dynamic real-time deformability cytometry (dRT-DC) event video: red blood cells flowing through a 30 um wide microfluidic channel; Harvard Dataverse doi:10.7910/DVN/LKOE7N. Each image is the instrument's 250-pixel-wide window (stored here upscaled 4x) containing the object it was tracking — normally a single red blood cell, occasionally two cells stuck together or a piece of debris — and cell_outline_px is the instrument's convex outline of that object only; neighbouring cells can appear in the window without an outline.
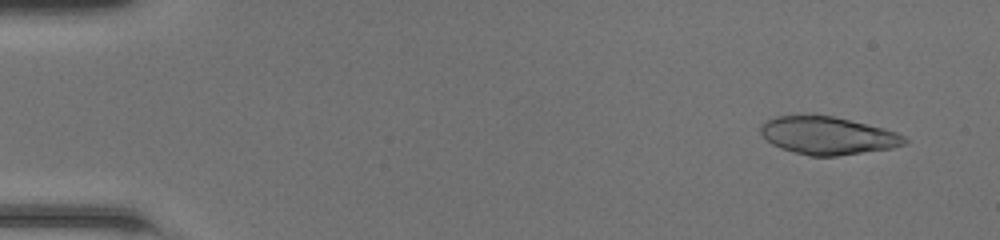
{"species": "common noctule bat (a hibernating species)", "species_latin": "Nyctalus noctula", "temperature_condition": "room temperature", "stored_images_in_passage": 29, "camera_frame_rate_fps": 3000, "um_per_image_px": 0.085, "animal": {"sex": "female", "body_mass_g": 20.0, "forearm_length_mm": 54.0}, "frame": {"image": 1, "passage_image": 4, "time_ms": 1.0, "image_size_px": [1000, 240], "cell_outline_px": [[908, 144], [892, 148], [836, 156], [808, 156], [780, 148], [772, 144], [760, 132], [760, 124], [776, 116], [832, 116], [884, 128], [896, 132], [904, 136], [908, 140]], "centroid_in_image_um": [70.38, 11.54], "position_along_channel_um": 14.6, "area_um2": 31.44}}
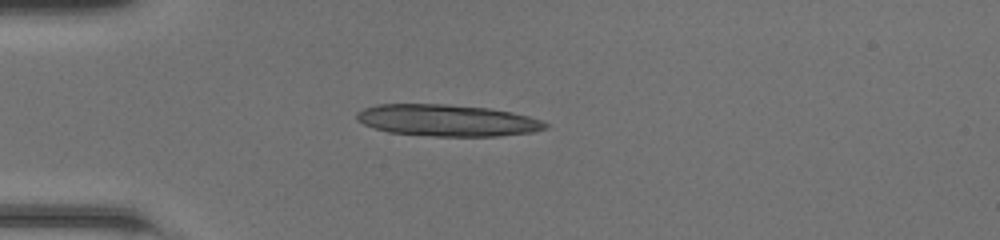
{"frame": {"image": 2, "passage_image": 14, "time_ms": 4.333, "image_size_px": [1000, 240], "cell_outline_px": [[548, 128], [532, 132], [500, 136], [432, 136], [388, 132], [364, 124], [356, 120], [356, 112], [364, 108], [376, 104], [448, 104], [488, 108], [512, 112], [528, 116], [540, 120], [548, 124]], "centroid_in_image_um": [38.0, 10.23], "position_along_channel_um": 47.0, "area_um2": 34.85}}